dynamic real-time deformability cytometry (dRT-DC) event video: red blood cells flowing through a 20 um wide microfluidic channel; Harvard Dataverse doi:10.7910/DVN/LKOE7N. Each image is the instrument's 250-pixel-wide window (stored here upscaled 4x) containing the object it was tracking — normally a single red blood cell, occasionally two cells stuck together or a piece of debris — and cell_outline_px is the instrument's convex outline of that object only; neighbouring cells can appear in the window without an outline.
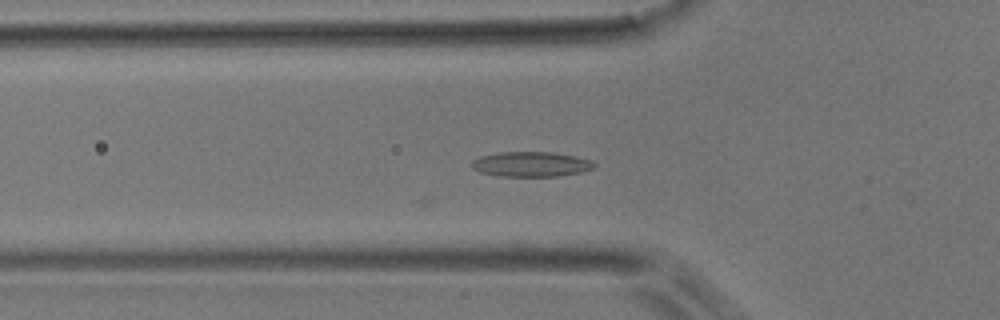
{"species": "common noctule bat (a hibernating species)", "species_latin": "Nyctalus noctula", "temperature_condition": "room temperature", "stored_images_in_passage": 19, "camera_frame_rate_fps": 3000, "um_per_image_px": 0.085, "animal": {"sex": "male", "body_mass_g": 17.9}, "frame": {"image": 1, "passage_image": 2, "time_ms": 0.333, "image_size_px": [1000, 320], "cell_outline_px": [[596, 168], [580, 172], [560, 176], [500, 176], [480, 172], [472, 168], [472, 160], [480, 156], [500, 152], [552, 152], [592, 160], [596, 164]], "centroid_in_image_um": [45.15, 13.96], "position_along_channel_um": 80.7, "area_um2": 17.8}}
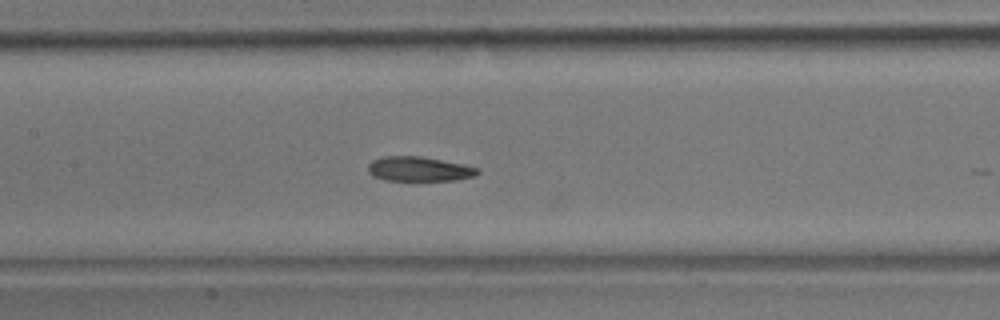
{"frame": {"image": 2, "passage_image": 9, "time_ms": 2.667, "image_size_px": [1000, 320], "cell_outline_px": [[480, 172], [476, 176], [456, 180], [384, 180], [372, 176], [368, 172], [368, 164], [372, 160], [384, 156], [420, 156], [464, 164], [480, 168]], "centroid_in_image_um": [35.64, 14.36], "position_along_channel_um": 171.8, "area_um2": 15.84}}
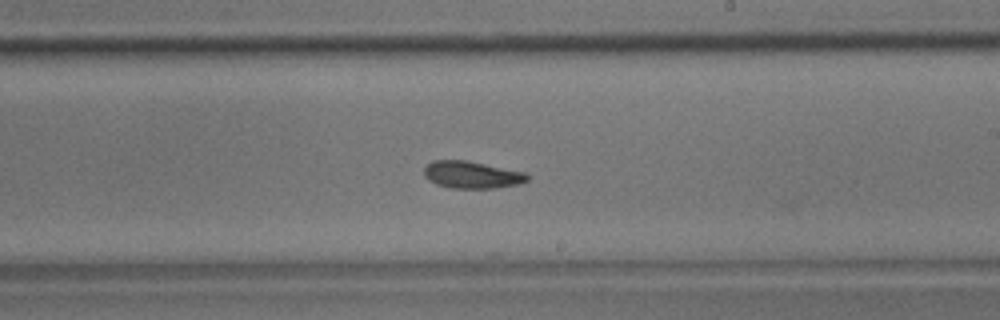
{"frame": {"image": 3, "passage_image": 15, "time_ms": 4.667, "image_size_px": [1000, 320], "cell_outline_px": [[528, 180], [520, 184], [496, 188], [448, 188], [436, 184], [428, 180], [424, 176], [424, 168], [432, 160], [464, 160], [524, 172], [528, 176]], "centroid_in_image_um": [40.07, 14.87], "position_along_channel_um": 248.9, "area_um2": 16.3}}